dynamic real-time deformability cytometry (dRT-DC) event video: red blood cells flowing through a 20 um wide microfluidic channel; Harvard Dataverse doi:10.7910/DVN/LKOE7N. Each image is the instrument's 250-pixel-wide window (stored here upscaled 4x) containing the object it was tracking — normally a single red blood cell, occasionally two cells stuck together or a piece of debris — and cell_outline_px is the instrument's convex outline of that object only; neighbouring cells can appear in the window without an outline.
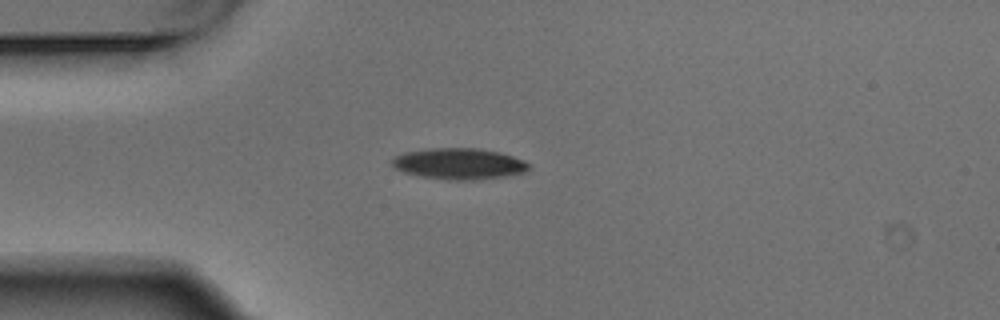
{"species": "Egyptian fruit bat (a non-hibernating species)", "species_latin": "Rousettus aegyptiacus", "temperature_condition": "warm", "stored_images_in_passage": 5, "camera_frame_rate_fps": 3000, "um_per_image_px": 0.085, "animal": {"sex": "male"}, "frame": {"image": 1, "passage_image": 2, "time_ms": 0.333, "image_size_px": [1000, 320], "cell_outline_px": [[528, 168], [524, 172], [504, 176], [472, 180], [448, 180], [420, 176], [404, 172], [396, 168], [392, 164], [392, 156], [404, 152], [432, 148], [476, 148], [500, 152], [524, 160], [528, 164]], "centroid_in_image_um": [38.98, 13.91], "position_along_channel_um": 46.0, "area_um2": 24.68}}
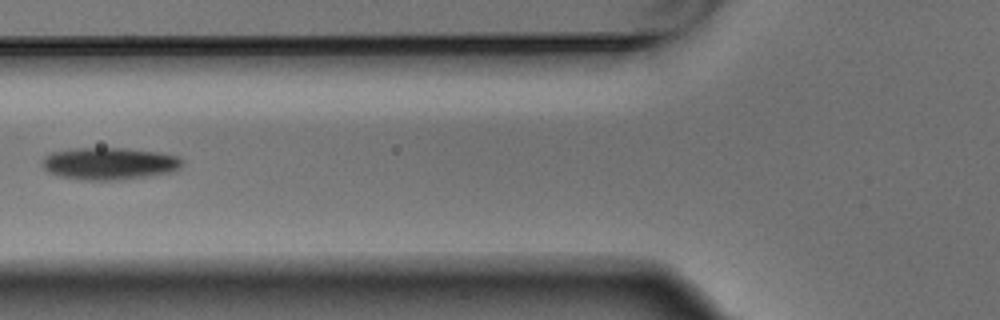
{"frame": {"image": 2, "passage_image": 4, "time_ms": 1.0, "image_size_px": [1000, 320], "cell_outline_px": [[184, 160], [180, 168], [172, 172], [148, 176], [116, 180], [84, 180], [60, 176], [48, 172], [40, 164], [44, 156], [52, 152], [76, 148], [124, 148], [160, 152], [176, 156]], "centroid_in_image_um": [9.29, 13.9], "position_along_channel_um": 116.5, "area_um2": 26.36}}
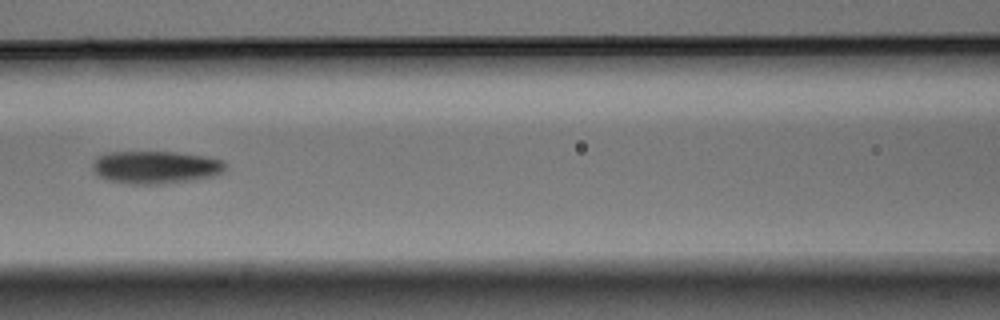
{"frame": {"image": 3, "passage_image": 5, "time_ms": 1.333, "image_size_px": [1000, 320], "cell_outline_px": [[228, 164], [224, 172], [212, 176], [192, 180], [160, 184], [128, 184], [104, 180], [96, 176], [92, 168], [92, 160], [96, 156], [108, 152], [176, 152], [208, 156], [224, 160]], "centroid_in_image_um": [13.2, 14.21], "position_along_channel_um": 153.4, "area_um2": 25.95}}